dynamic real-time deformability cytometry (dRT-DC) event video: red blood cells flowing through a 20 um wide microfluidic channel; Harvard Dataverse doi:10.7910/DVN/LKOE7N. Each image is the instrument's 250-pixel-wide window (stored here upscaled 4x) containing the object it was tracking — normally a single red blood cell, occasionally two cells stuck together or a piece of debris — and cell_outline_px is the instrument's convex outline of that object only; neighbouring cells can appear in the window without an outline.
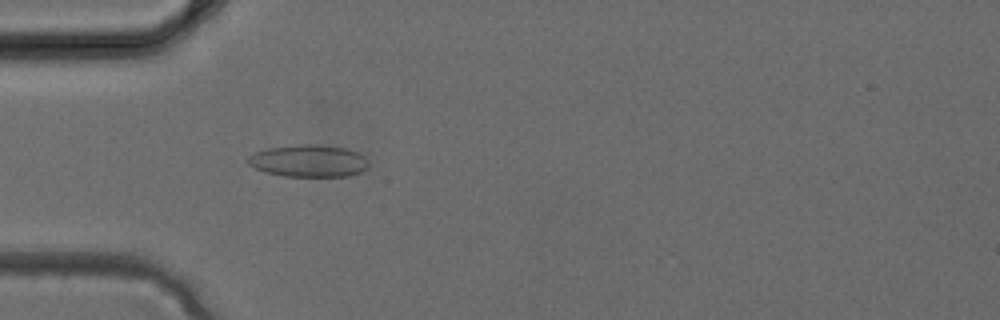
{"species": "common noctule bat (a hibernating species)", "species_latin": "Nyctalus noctula", "temperature_condition": "cold", "stored_images_in_passage": 3, "camera_frame_rate_fps": 3000, "um_per_image_px": 0.085, "animal": {"sex": "female", "body_mass_g": 24.6, "forearm_length_mm": 56.2}, "frame": {"image": 1, "passage_image": 3, "time_ms": 0.667, "image_size_px": [1000, 320], "cell_outline_px": [[368, 168], [360, 172], [348, 176], [284, 176], [264, 172], [248, 164], [248, 156], [256, 152], [268, 148], [308, 144], [316, 144], [344, 148], [356, 152], [364, 156], [368, 160]], "centroid_in_image_um": [26.25, 13.68], "position_along_channel_um": 58.8, "area_um2": 22.43}}